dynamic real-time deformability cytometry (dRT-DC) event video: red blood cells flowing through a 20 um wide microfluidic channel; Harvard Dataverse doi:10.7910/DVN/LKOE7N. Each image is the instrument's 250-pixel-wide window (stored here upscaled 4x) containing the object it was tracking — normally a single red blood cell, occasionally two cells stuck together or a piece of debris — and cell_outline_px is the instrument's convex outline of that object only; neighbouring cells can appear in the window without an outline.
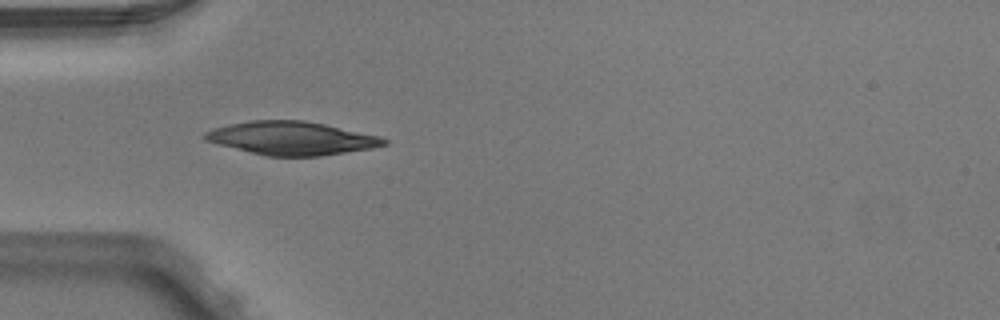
{"species": "Egyptian fruit bat (a non-hibernating species)", "species_latin": "Rousettus aegyptiacus", "temperature_condition": "warm", "stored_images_in_passage": 6, "camera_frame_rate_fps": 3000, "um_per_image_px": 0.085, "animal": {"sex": "male"}, "frame": {"image": 1, "passage_image": 5, "time_ms": 1.333, "image_size_px": [1000, 320], "cell_outline_px": [[388, 144], [372, 148], [320, 156], [268, 156], [204, 140], [204, 132], [212, 128], [228, 124], [252, 120], [304, 120], [324, 124], [380, 136], [388, 140]], "centroid_in_image_um": [24.8, 11.74], "position_along_channel_um": 60.2, "area_um2": 34.51}}
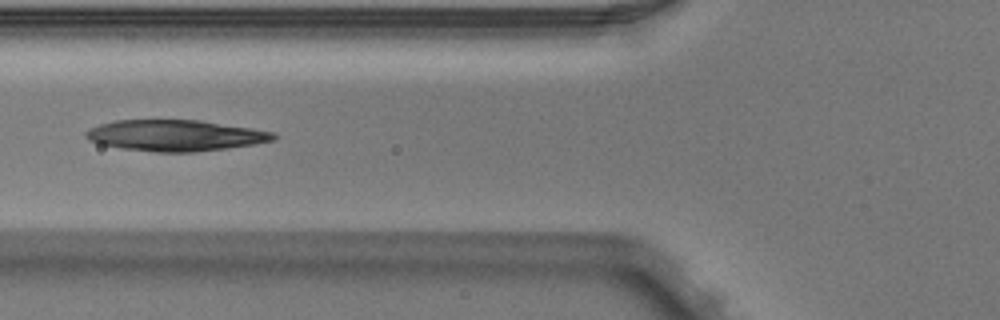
{"frame": {"image": 2, "passage_image": 6, "time_ms": 1.667, "image_size_px": [1000, 320], "cell_outline_px": [[276, 136], [272, 140], [252, 144], [228, 148], [192, 152], [156, 152], [120, 148], [100, 144], [88, 140], [84, 136], [84, 132], [100, 124], [116, 120], [200, 120], [252, 128], [272, 132]], "centroid_in_image_um": [14.85, 11.51], "position_along_channel_um": 111.0, "area_um2": 33.81}}